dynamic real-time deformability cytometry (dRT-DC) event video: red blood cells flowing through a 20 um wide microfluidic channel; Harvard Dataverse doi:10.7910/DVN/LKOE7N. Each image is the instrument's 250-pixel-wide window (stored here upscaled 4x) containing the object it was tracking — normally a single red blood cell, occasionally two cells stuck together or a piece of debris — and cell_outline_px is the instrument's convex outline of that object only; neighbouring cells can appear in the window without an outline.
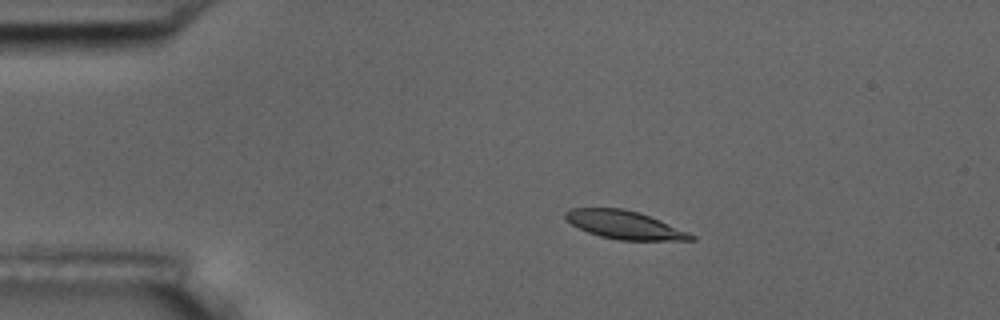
{"species": "common noctule bat (a hibernating species)", "species_latin": "Nyctalus noctula", "temperature_condition": "room temperature", "stored_images_in_passage": 15, "camera_frame_rate_fps": 3000, "um_per_image_px": 0.085, "animal": {"sex": "male", "body_mass_g": 17.5, "forearm_length_mm": 52.3}, "frame": {"image": 1, "passage_image": 3, "time_ms": 2.333, "image_size_px": [1000, 320], "cell_outline_px": [[696, 240], [620, 240], [600, 236], [588, 232], [564, 220], [564, 212], [572, 208], [624, 208], [640, 212], [688, 232], [696, 236]], "centroid_in_image_um": [53.06, 19.1], "position_along_channel_um": 31.9, "area_um2": 20.58}}
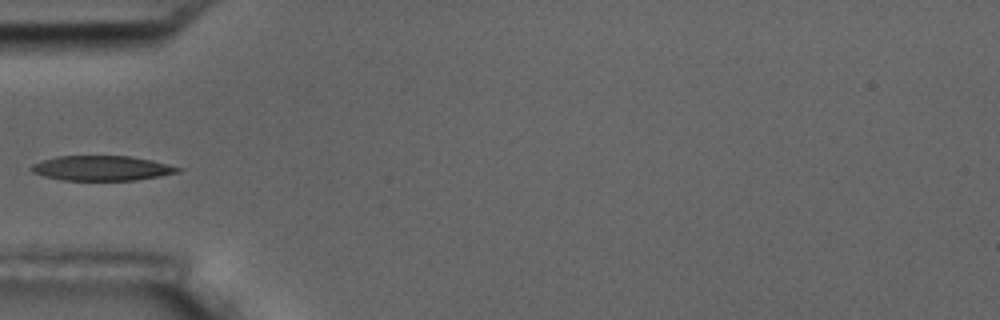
{"frame": {"image": 2, "passage_image": 5, "time_ms": 5.0, "image_size_px": [1000, 320], "cell_outline_px": [[184, 168], [180, 172], [160, 176], [136, 180], [64, 180], [44, 176], [32, 172], [28, 168], [32, 164], [56, 156], [128, 156], [152, 160]], "centroid_in_image_um": [8.67, 14.29], "position_along_channel_um": 76.3, "area_um2": 21.27}}
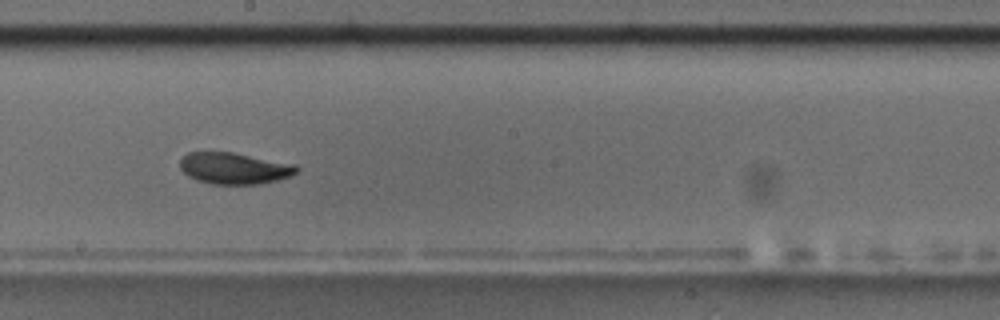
{"frame": {"image": 3, "passage_image": 9, "time_ms": 9.333, "image_size_px": [1000, 320], "cell_outline_px": [[300, 168], [296, 172], [288, 176], [276, 180], [260, 184], [212, 184], [196, 180], [188, 176], [180, 168], [180, 160], [188, 152], [232, 152], [296, 164]], "centroid_in_image_um": [19.9, 14.3], "position_along_channel_um": 228.3, "area_um2": 21.33}, "authors_computed_cell_mechanics": {"area_um2": 21.2704, "velocity_mm_per_s": 3.5228, "shape_relaxation_time_tau1_ms": 2.0247, "shape_relaxation_time_tau2_ms": 2.1164, "deformation_change_tau1": 0.1291, "deformation_change_tau2": 0.0786}}